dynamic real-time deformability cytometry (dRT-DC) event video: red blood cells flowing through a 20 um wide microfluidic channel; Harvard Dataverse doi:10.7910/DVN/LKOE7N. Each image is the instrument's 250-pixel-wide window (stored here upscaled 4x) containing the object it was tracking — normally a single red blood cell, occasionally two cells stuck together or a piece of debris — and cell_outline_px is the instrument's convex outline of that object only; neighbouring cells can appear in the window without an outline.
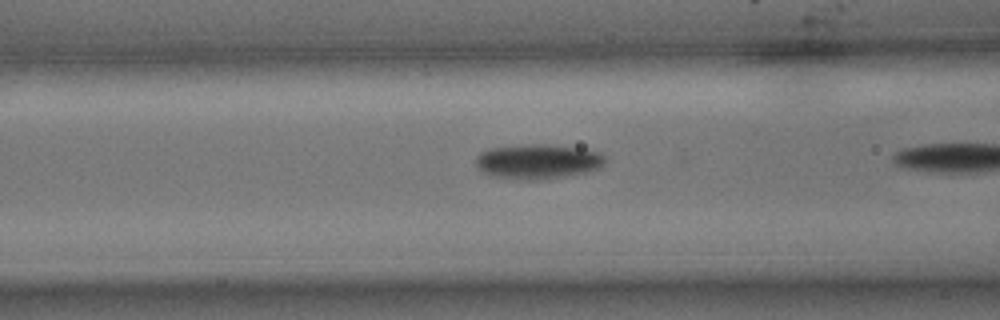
{"species": "common noctule bat (a hibernating species)", "species_latin": "Nyctalus noctula", "temperature_condition": "cold", "stored_images_in_passage": 9, "camera_frame_rate_fps": 3000, "um_per_image_px": 0.085, "animal": {"sex": "male", "body_mass_g": 15.6}, "frame": {"image": 1, "passage_image": 3, "time_ms": 0.667, "image_size_px": [1000, 320], "cell_outline_px": [[604, 164], [600, 168], [584, 172], [548, 180], [528, 180], [488, 176], [476, 168], [476, 156], [480, 152], [488, 148], [532, 144], [544, 144], [580, 148], [596, 152], [604, 156]], "centroid_in_image_um": [45.65, 13.74], "position_along_channel_um": 121.0, "area_um2": 26.36}}
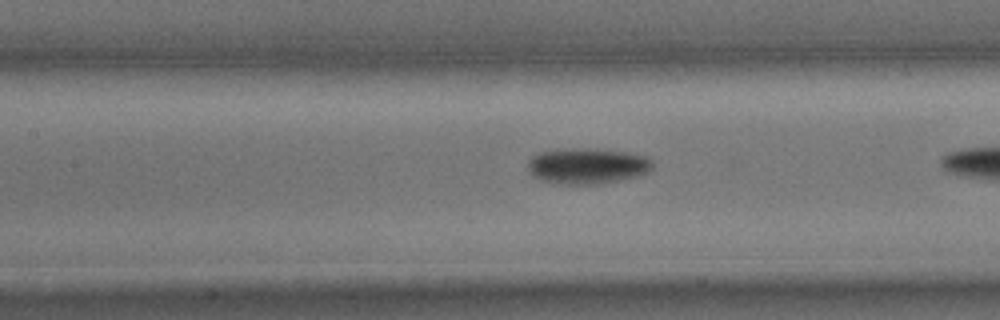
{"frame": {"image": 2, "passage_image": 6, "time_ms": 1.667, "image_size_px": [1000, 320], "cell_outline_px": [[652, 168], [648, 172], [636, 176], [596, 184], [568, 184], [540, 180], [532, 176], [528, 172], [528, 160], [532, 156], [540, 152], [624, 152], [648, 156], [652, 160]], "centroid_in_image_um": [49.92, 14.17], "position_along_channel_um": 157.5, "area_um2": 24.39}}